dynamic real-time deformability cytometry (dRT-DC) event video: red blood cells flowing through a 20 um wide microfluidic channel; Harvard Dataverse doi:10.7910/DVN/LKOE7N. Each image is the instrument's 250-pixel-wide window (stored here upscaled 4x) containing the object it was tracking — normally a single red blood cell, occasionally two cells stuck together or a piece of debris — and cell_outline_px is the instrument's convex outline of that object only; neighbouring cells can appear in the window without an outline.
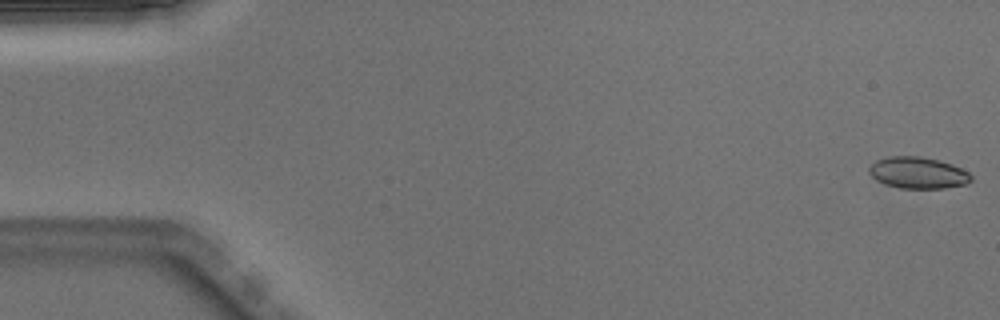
{"species": "Egyptian fruit bat (a non-hibernating species)", "species_latin": "Rousettus aegyptiacus", "temperature_condition": "warm", "stored_images_in_passage": 50, "camera_frame_rate_fps": 3000, "um_per_image_px": 0.085, "animal": {"sex": "male"}, "frame": {"image": 1, "passage_image": 1, "time_ms": 0.0, "image_size_px": [1000, 320], "cell_outline_px": [[972, 180], [964, 184], [944, 188], [900, 188], [876, 180], [868, 172], [868, 168], [876, 160], [888, 156], [920, 156], [952, 164], [968, 172], [972, 176]], "centroid_in_image_um": [78.01, 14.68], "position_along_channel_um": 7.0, "area_um2": 18.55}}
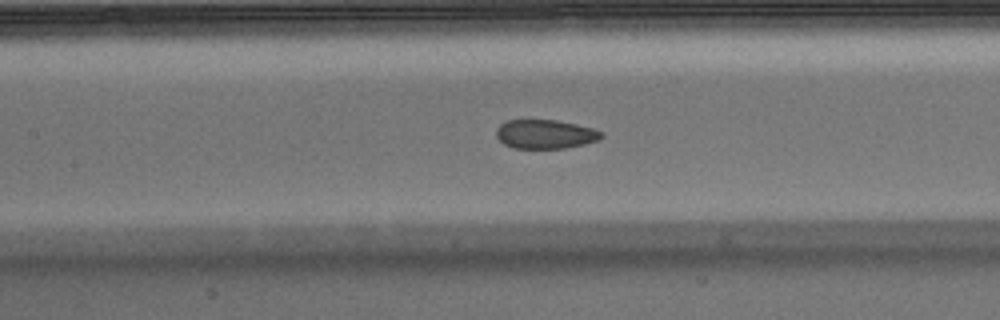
{"frame": {"image": 2, "passage_image": 23, "time_ms": 7.333, "image_size_px": [1000, 320], "cell_outline_px": [[604, 136], [600, 140], [568, 148], [512, 148], [504, 144], [496, 136], [496, 128], [500, 124], [508, 120], [556, 120], [576, 124], [592, 128], [604, 132]], "centroid_in_image_um": [46.37, 11.41], "position_along_channel_um": 161.0, "area_um2": 17.92}}
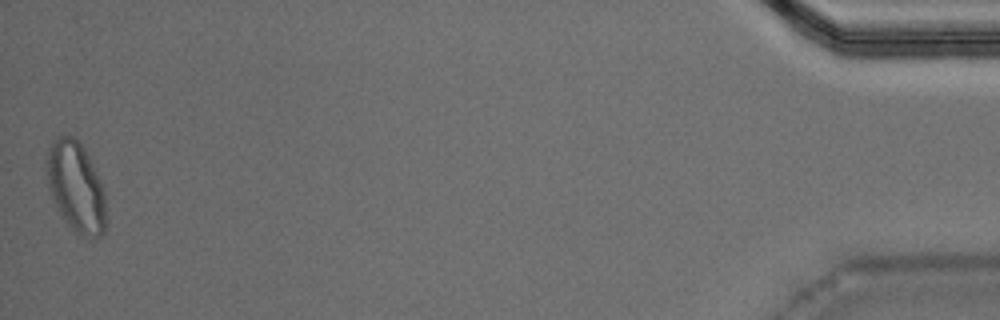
{"frame": {"image": 3, "passage_image": 50, "time_ms": 16.333, "image_size_px": [1000, 320], "cell_outline_px": [[108, 220], [104, 232], [100, 236], [80, 236], [64, 220], [48, 188], [44, 160], [48, 148], [52, 140], [56, 136], [76, 136], [84, 148], [100, 180], [104, 192]], "centroid_in_image_um": [6.45, 15.85], "position_along_channel_um": 428.8, "area_um2": 31.62}, "authors_computed_cell_mechanics": {"area_um2": 19.1029, "velocity_mm_per_s": 4.0215, "shape_relaxation_time_tau1_ms": 7.905, "shape_relaxation_time_tau2_ms": 0.8767, "deformation_change_tau1": 0.1641, "deformation_change_tau2": 0.0505}}